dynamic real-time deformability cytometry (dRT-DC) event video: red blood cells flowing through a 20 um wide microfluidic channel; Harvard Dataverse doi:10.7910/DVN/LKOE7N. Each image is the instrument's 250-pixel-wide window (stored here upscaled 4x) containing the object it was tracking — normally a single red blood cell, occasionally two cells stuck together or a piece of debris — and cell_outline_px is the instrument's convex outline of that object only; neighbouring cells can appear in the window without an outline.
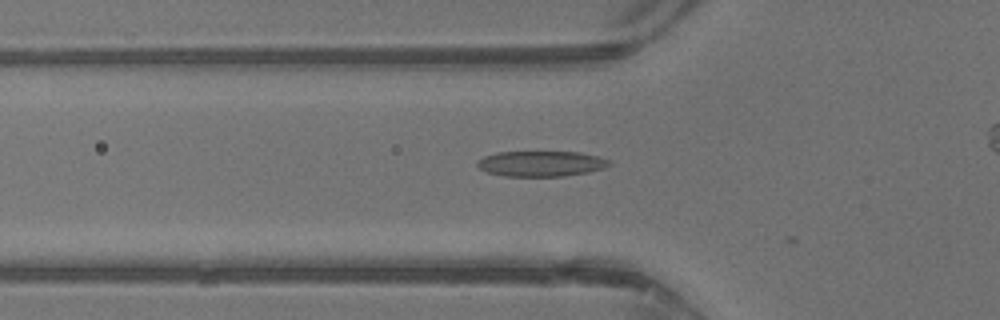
{"species": "common noctule bat (a hibernating species)", "species_latin": "Nyctalus noctula", "temperature_condition": "warm", "stored_images_in_passage": 16, "camera_frame_rate_fps": 3000, "um_per_image_px": 0.085, "animal": {"sex": "male", "body_mass_g": 13.3}, "frame": {"image": 1, "passage_image": 11, "time_ms": 3.333, "image_size_px": [1000, 320], "cell_outline_px": [[612, 164], [604, 168], [588, 172], [564, 176], [504, 176], [488, 172], [480, 168], [476, 164], [476, 160], [484, 156], [496, 152], [580, 152], [600, 156], [612, 160]], "centroid_in_image_um": [46.03, 13.9], "position_along_channel_um": 79.8, "area_um2": 19.77}}
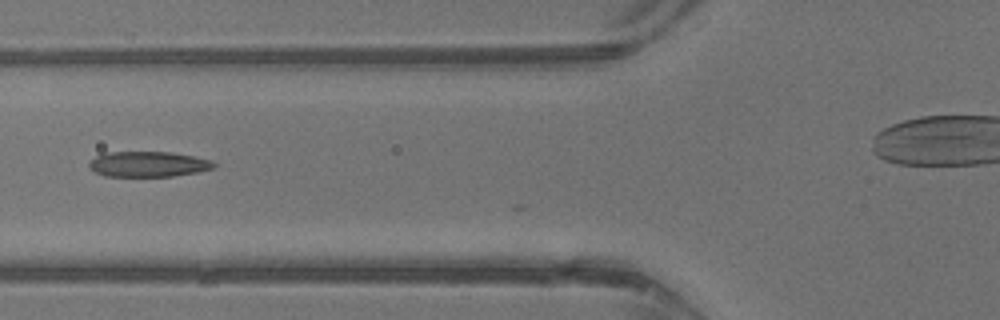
{"frame": {"image": 2, "passage_image": 13, "time_ms": 4.0, "image_size_px": [1000, 320], "cell_outline_px": [[216, 164], [212, 168], [196, 172], [172, 176], [104, 176], [88, 168], [88, 164], [96, 156], [104, 152], [172, 152], [212, 160]], "centroid_in_image_um": [12.56, 13.95], "position_along_channel_um": 113.2, "area_um2": 18.38}}
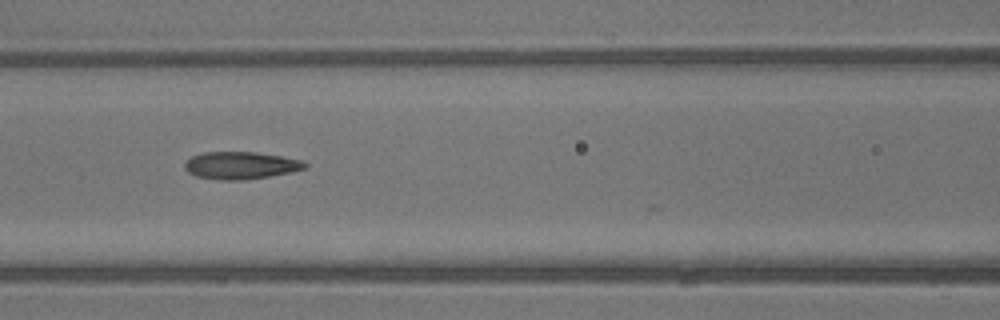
{"frame": {"image": 3, "passage_image": 15, "time_ms": 4.667, "image_size_px": [1000, 320], "cell_outline_px": [[308, 164], [304, 168], [288, 172], [268, 176], [240, 180], [220, 180], [196, 176], [188, 172], [184, 168], [184, 164], [192, 156], [204, 152], [256, 152], [280, 156], [300, 160]], "centroid_in_image_um": [20.41, 14.05], "position_along_channel_um": 146.2, "area_um2": 18.84}}